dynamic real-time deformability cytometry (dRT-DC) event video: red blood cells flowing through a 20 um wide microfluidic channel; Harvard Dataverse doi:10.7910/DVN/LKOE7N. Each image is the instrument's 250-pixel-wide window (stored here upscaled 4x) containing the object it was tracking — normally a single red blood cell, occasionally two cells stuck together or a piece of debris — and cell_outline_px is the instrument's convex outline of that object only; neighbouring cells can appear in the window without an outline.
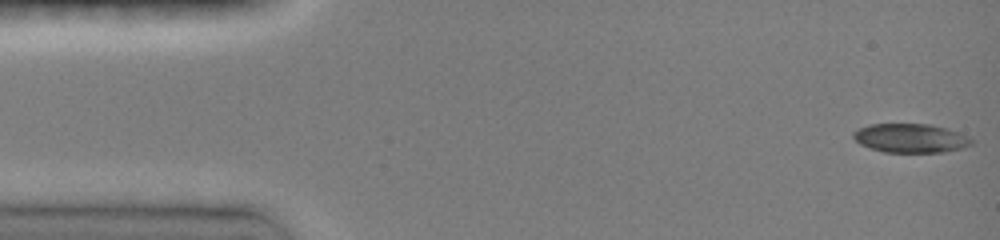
{"species": "common noctule bat (a hibernating species)", "species_latin": "Nyctalus noctula", "temperature_condition": "room temperature", "stored_images_in_passage": 32, "camera_frame_rate_fps": 3000, "um_per_image_px": 0.085, "animal": {"sex": "female", "body_mass_g": 19.0, "forearm_length_mm": 51.5}, "frame": {"image": 1, "passage_image": 1, "time_ms": 0.0, "image_size_px": [1000, 240], "cell_outline_px": [[972, 144], [960, 148], [944, 152], [884, 152], [860, 144], [852, 136], [852, 132], [868, 124], [932, 124], [948, 128], [968, 136], [972, 140]], "centroid_in_image_um": [77.4, 11.73], "position_along_channel_um": 7.6, "area_um2": 19.88}}
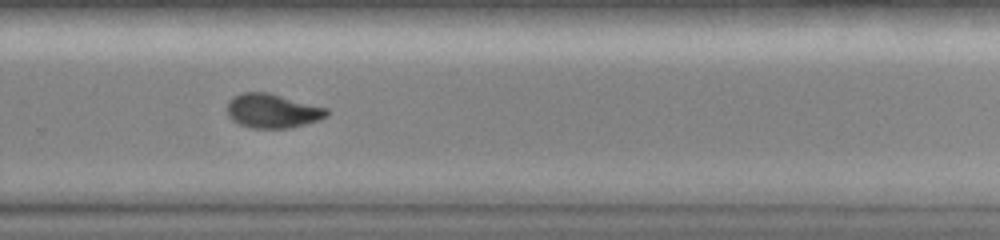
{"frame": {"image": 2, "passage_image": 23, "time_ms": 10.333, "image_size_px": [1000, 240], "cell_outline_px": [[328, 116], [320, 120], [288, 128], [252, 128], [240, 124], [232, 120], [228, 116], [228, 100], [244, 92], [268, 92], [328, 108]], "centroid_in_image_um": [23.18, 9.43], "position_along_channel_um": 306.6, "area_um2": 19.77}}
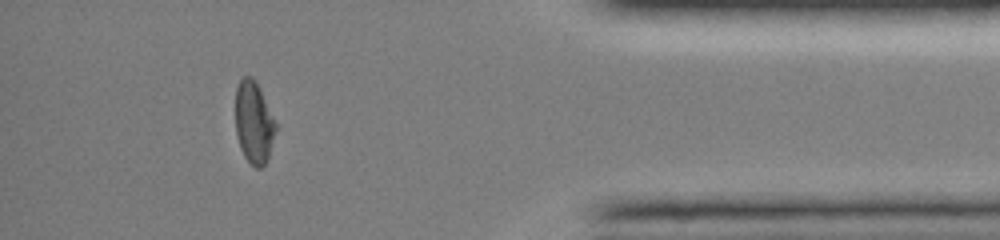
{"frame": {"image": 3, "passage_image": 29, "time_ms": 13.667, "image_size_px": [1000, 240], "cell_outline_px": [[276, 132], [268, 160], [260, 168], [256, 168], [244, 156], [240, 148], [236, 132], [236, 88], [240, 80], [244, 76], [252, 76], [256, 80], [260, 88], [276, 124]], "centroid_in_image_um": [21.58, 10.41], "position_along_channel_um": 413.6, "area_um2": 19.25}, "authors_computed_cell_mechanics": {"area_um2": 20.23, "velocity_mm_per_s": 4.0461, "shape_relaxation_time_tau1_ms": 7.8345, "shape_relaxation_time_tau2_ms": 6.8157, "deformation_change_tau1": 0.2117, "deformation_change_tau2": 0.0693}}